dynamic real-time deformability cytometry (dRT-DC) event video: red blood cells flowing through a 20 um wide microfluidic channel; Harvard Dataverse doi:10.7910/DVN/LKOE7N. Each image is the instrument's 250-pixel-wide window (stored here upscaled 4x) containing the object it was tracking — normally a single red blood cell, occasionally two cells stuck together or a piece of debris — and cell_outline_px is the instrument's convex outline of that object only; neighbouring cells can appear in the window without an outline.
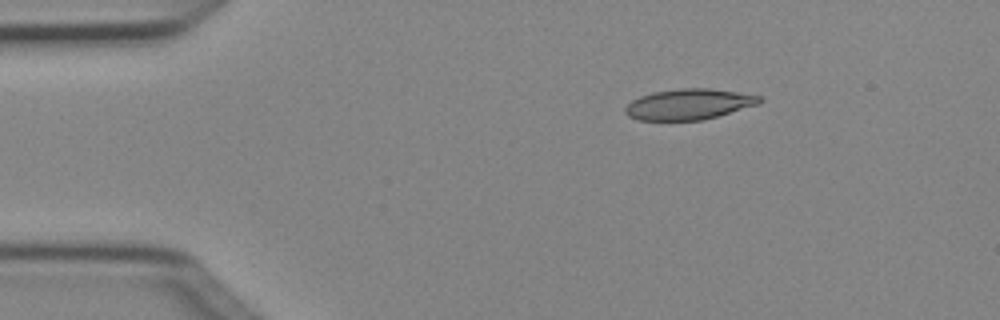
{"species": "Egyptian fruit bat (a non-hibernating species)", "species_latin": "Rousettus aegyptiacus", "temperature_condition": "cold", "stored_images_in_passage": 5, "camera_frame_rate_fps": 3000, "um_per_image_px": 0.085, "animal": {"sex": "female"}, "frame": {"image": 1, "passage_image": 3, "time_ms": 0.667, "image_size_px": [1000, 320], "cell_outline_px": [[764, 100], [760, 104], [704, 120], [640, 120], [628, 116], [624, 112], [624, 108], [632, 100], [640, 96], [652, 92], [680, 88], [708, 88], [736, 92], [760, 96]], "centroid_in_image_um": [58.56, 8.86], "position_along_channel_um": 26.4, "area_um2": 24.1}}
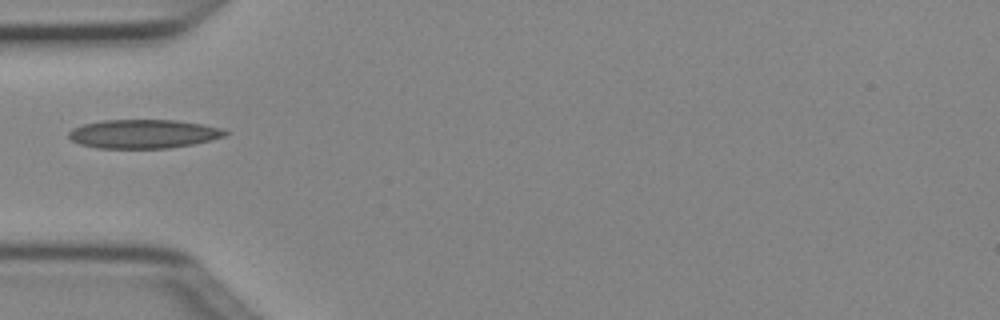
{"frame": {"image": 2, "passage_image": 5, "time_ms": 1.333, "image_size_px": [1000, 320], "cell_outline_px": [[228, 132], [224, 136], [212, 140], [192, 144], [168, 148], [96, 148], [80, 144], [72, 140], [68, 136], [68, 132], [72, 128], [84, 124], [104, 120], [176, 120], [204, 124], [220, 128]], "centroid_in_image_um": [12.18, 11.38], "position_along_channel_um": 72.8, "area_um2": 26.24}}